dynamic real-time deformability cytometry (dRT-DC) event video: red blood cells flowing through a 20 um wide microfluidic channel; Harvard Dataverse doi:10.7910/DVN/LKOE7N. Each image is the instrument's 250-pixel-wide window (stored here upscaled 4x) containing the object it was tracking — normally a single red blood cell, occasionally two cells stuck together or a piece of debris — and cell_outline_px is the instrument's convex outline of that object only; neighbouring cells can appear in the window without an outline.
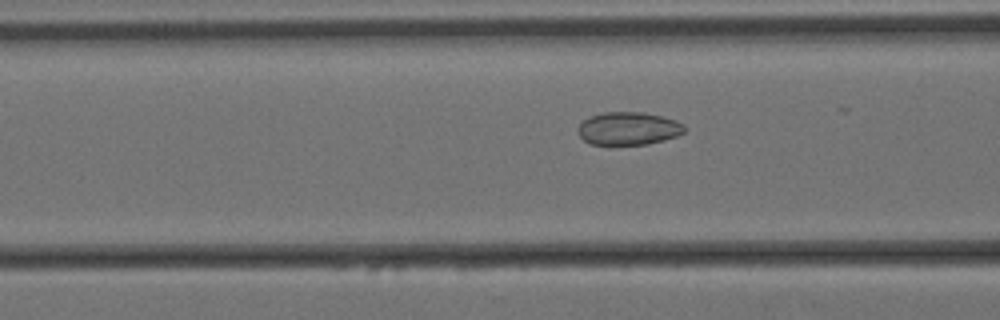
{"species": "Egyptian fruit bat (a non-hibernating species)", "species_latin": "Rousettus aegyptiacus", "temperature_condition": "cold", "stored_images_in_passage": 53, "camera_frame_rate_fps": 3000, "um_per_image_px": 0.085, "animal": {"sex": "female"}, "frame": {"image": 1, "passage_image": 22, "time_ms": 7.0, "image_size_px": [1000, 320], "cell_outline_px": [[684, 132], [676, 136], [664, 140], [648, 144], [588, 144], [576, 132], [576, 128], [584, 120], [592, 116], [604, 112], [644, 112], [676, 120], [684, 124]], "centroid_in_image_um": [53.4, 10.92], "position_along_channel_um": 113.2, "area_um2": 20.4}}
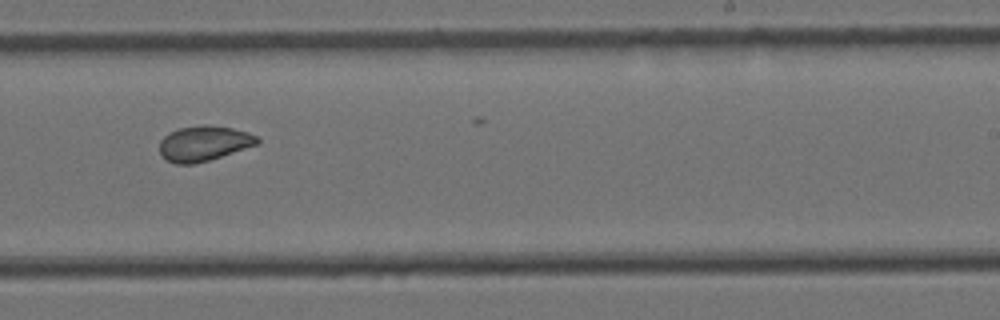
{"frame": {"image": 2, "passage_image": 36, "time_ms": 11.667, "image_size_px": [1000, 320], "cell_outline_px": [[260, 140], [256, 144], [208, 160], [192, 164], [176, 164], [168, 160], [160, 152], [160, 140], [168, 132], [180, 128], [204, 124], [232, 128], [248, 132], [256, 136]], "centroid_in_image_um": [17.3, 12.17], "position_along_channel_um": 271.7, "area_um2": 19.65}}
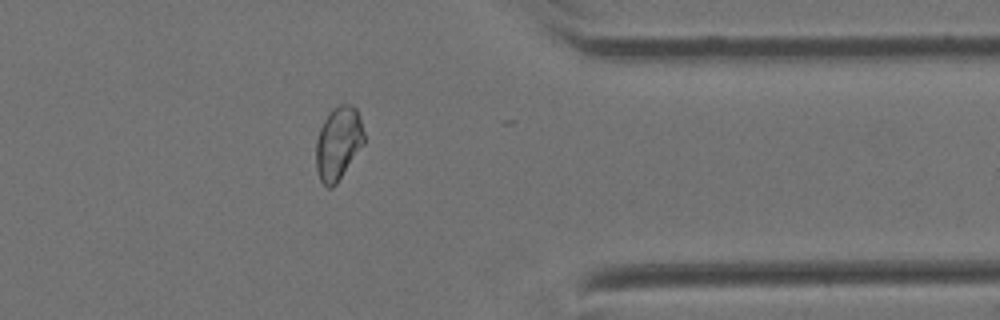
{"frame": {"image": 3, "passage_image": 47, "time_ms": 15.333, "image_size_px": [1000, 320], "cell_outline_px": [[364, 144], [336, 184], [332, 188], [328, 188], [320, 180], [316, 168], [316, 140], [320, 128], [324, 120], [332, 108], [340, 104], [352, 104], [356, 108], [360, 116], [364, 132]], "centroid_in_image_um": [28.76, 12.16], "position_along_channel_um": 382.6, "area_um2": 20.58}, "authors_computed_cell_mechanics": {"area_um2": 20.808, "velocity_mm_per_s": 3.3951, "shape_relaxation_time_tau1_ms": null, "shape_relaxation_time_tau2_ms": 2.0037, "deformation_change_tau1": null, "deformation_change_tau2": 0.0523}}